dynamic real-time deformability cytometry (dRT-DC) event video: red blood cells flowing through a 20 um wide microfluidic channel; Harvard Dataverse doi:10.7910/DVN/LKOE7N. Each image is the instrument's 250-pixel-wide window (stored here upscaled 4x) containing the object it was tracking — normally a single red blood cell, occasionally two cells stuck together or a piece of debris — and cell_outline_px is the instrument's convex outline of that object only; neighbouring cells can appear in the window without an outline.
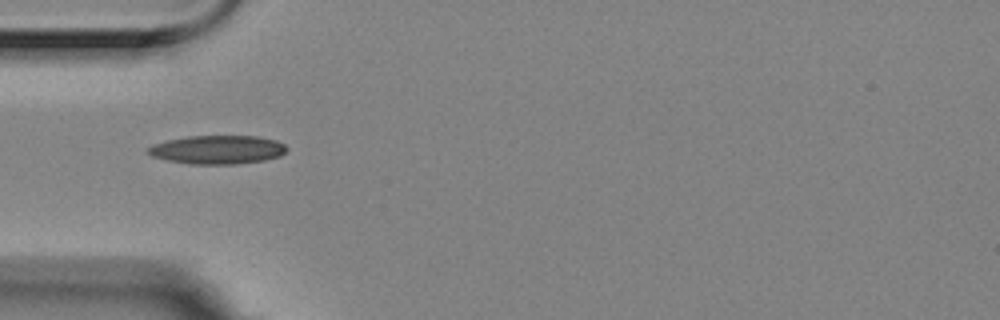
{"species": "Egyptian fruit bat (a non-hibernating species)", "species_latin": "Rousettus aegyptiacus", "temperature_condition": "room temperature", "stored_images_in_passage": 7, "camera_frame_rate_fps": 3000, "um_per_image_px": 0.085, "animal": {"sex": "female"}, "frame": {"image": 1, "passage_image": 1, "time_ms": 0.0, "image_size_px": [1000, 320], "cell_outline_px": [[288, 148], [280, 156], [264, 160], [236, 164], [192, 164], [168, 160], [152, 156], [148, 152], [148, 148], [152, 144], [168, 140], [188, 136], [256, 136], [276, 140], [284, 144]], "centroid_in_image_um": [18.5, 12.72], "position_along_channel_um": 66.5, "area_um2": 23.0}}
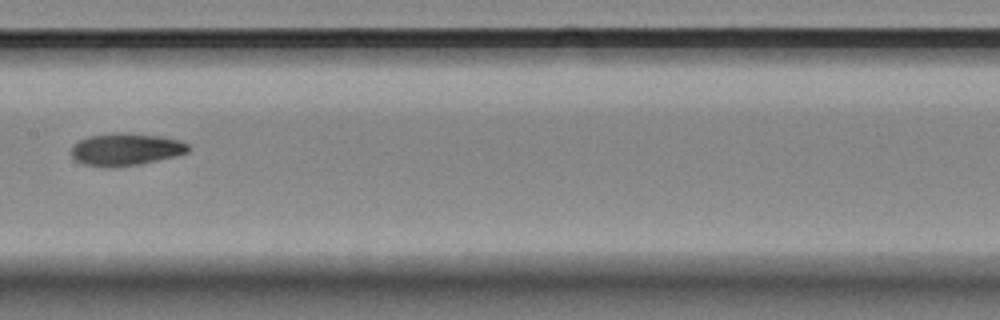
{"frame": {"image": 2, "passage_image": 4, "time_ms": 1.0, "image_size_px": [1000, 320], "cell_outline_px": [[192, 148], [188, 152], [176, 156], [140, 164], [112, 168], [104, 168], [84, 164], [76, 160], [72, 156], [72, 148], [80, 140], [88, 136], [112, 132], [128, 132], [160, 136], [180, 140], [188, 144]], "centroid_in_image_um": [10.72, 12.69], "position_along_channel_um": 196.7, "area_um2": 22.37}}
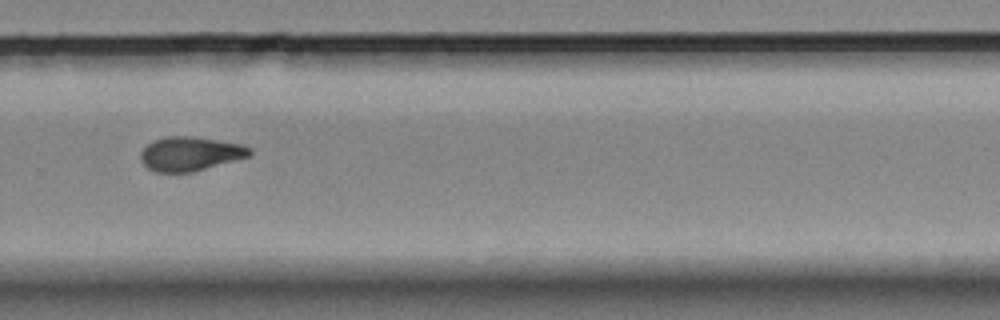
{"frame": {"image": 3, "passage_image": 7, "time_ms": 2.0, "image_size_px": [1000, 320], "cell_outline_px": [[252, 152], [248, 156], [192, 172], [156, 172], [148, 168], [140, 160], [140, 152], [152, 140], [164, 136], [192, 136], [244, 144], [252, 148]], "centroid_in_image_um": [16.14, 13.05], "position_along_channel_um": 313.7, "area_um2": 21.68}}